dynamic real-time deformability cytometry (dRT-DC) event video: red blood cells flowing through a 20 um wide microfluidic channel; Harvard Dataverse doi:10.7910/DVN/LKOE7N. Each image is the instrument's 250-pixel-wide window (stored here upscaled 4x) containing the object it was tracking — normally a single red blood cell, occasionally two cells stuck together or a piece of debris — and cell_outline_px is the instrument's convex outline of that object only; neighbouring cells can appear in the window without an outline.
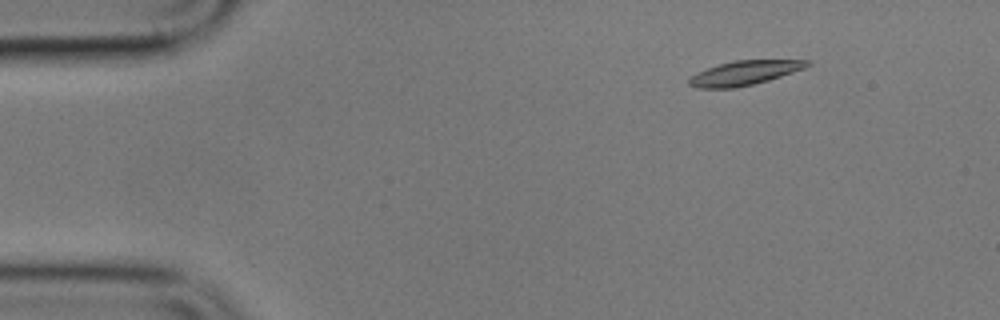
{"species": "common noctule bat (a hibernating species)", "species_latin": "Nyctalus noctula", "temperature_condition": "cold", "stored_images_in_passage": 8, "camera_frame_rate_fps": 3000, "um_per_image_px": 0.085, "animal": {"sex": "male", "body_mass_g": 17.9}, "frame": {"image": 1, "passage_image": 3, "time_ms": 2.333, "image_size_px": [1000, 320], "cell_outline_px": [[812, 64], [804, 68], [768, 80], [736, 88], [700, 88], [688, 84], [688, 76], [696, 72], [720, 64], [736, 60], [812, 60]], "centroid_in_image_um": [63.25, 6.2], "position_along_channel_um": 21.7, "area_um2": 16.65}}
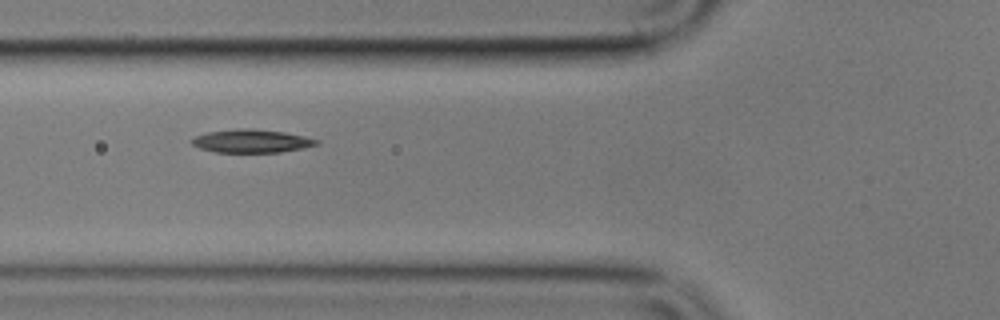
{"frame": {"image": 2, "passage_image": 7, "time_ms": 7.0, "image_size_px": [1000, 320], "cell_outline_px": [[320, 144], [304, 148], [280, 152], [216, 152], [200, 148], [192, 144], [188, 140], [196, 136], [208, 132], [240, 128], [252, 128], [284, 132], [304, 136], [320, 140]], "centroid_in_image_um": [21.4, 11.98], "position_along_channel_um": 104.4, "area_um2": 16.94}}
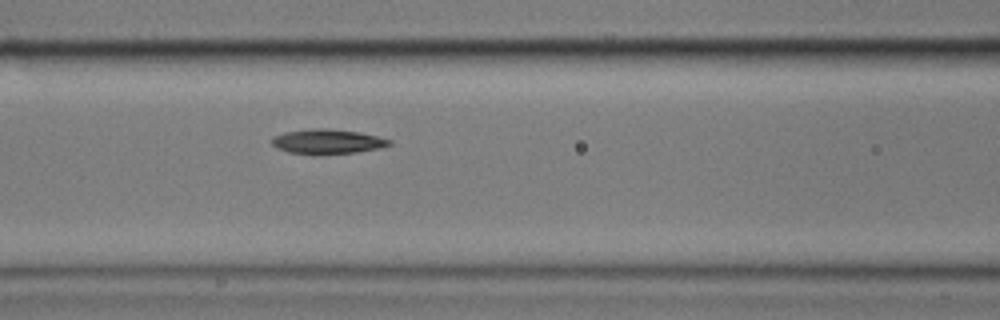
{"frame": {"image": 3, "passage_image": 8, "time_ms": 8.0, "image_size_px": [1000, 320], "cell_outline_px": [[392, 144], [380, 148], [356, 152], [288, 152], [276, 148], [272, 144], [272, 136], [284, 132], [316, 128], [324, 128], [360, 132], [392, 140]], "centroid_in_image_um": [27.84, 11.99], "position_along_channel_um": 138.8, "area_um2": 16.24}}